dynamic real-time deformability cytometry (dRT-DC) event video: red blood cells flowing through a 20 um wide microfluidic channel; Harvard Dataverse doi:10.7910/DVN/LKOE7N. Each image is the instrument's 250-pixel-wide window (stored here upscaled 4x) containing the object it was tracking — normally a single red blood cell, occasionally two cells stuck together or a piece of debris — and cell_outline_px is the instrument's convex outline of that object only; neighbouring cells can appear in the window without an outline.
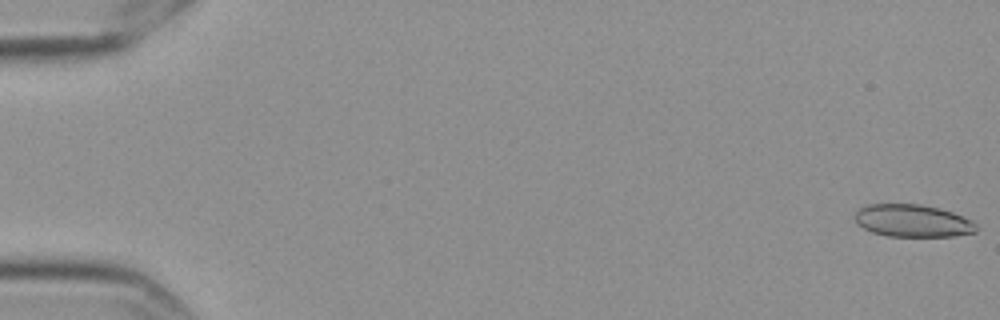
{"species": "Egyptian fruit bat (a non-hibernating species)", "species_latin": "Rousettus aegyptiacus", "temperature_condition": "cold", "stored_images_in_passage": 30, "camera_frame_rate_fps": 3000, "um_per_image_px": 0.085, "frame": {"image": 1, "passage_image": 1, "time_ms": 0.0, "image_size_px": [1000, 320], "cell_outline_px": [[976, 232], [952, 236], [888, 236], [872, 232], [856, 224], [856, 212], [860, 208], [868, 204], [920, 204], [940, 208], [952, 212], [972, 220], [976, 224]], "centroid_in_image_um": [77.58, 18.76], "position_along_channel_um": 7.4, "area_um2": 22.89}}
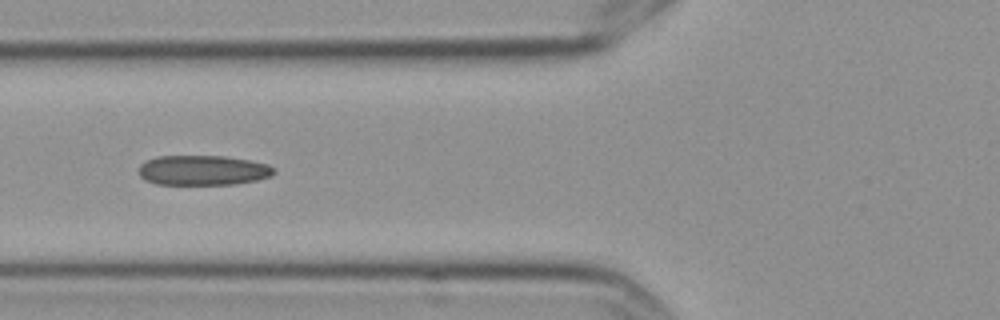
{"frame": {"image": 2, "passage_image": 23, "time_ms": 7.333, "image_size_px": [1000, 320], "cell_outline_px": [[276, 172], [272, 176], [256, 180], [236, 184], [156, 184], [144, 180], [140, 176], [140, 164], [144, 160], [156, 156], [224, 156], [248, 160], [268, 164], [276, 168]], "centroid_in_image_um": [17.25, 14.47], "position_along_channel_um": 108.5, "area_um2": 23.76}}
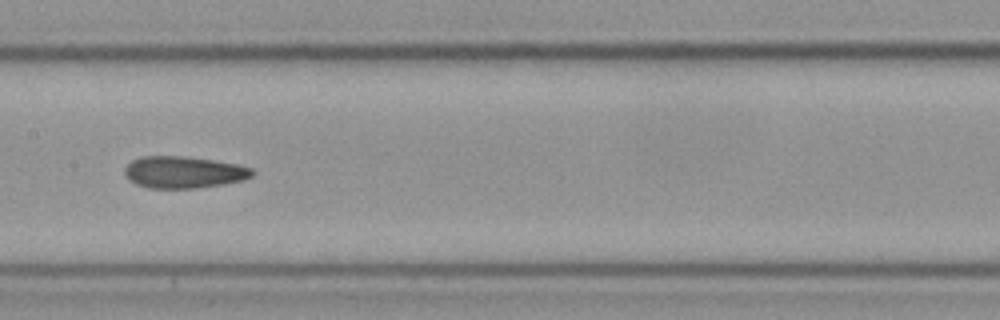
{"frame": {"image": 3, "passage_image": 30, "time_ms": 9.667, "image_size_px": [1000, 320], "cell_outline_px": [[256, 172], [252, 176], [244, 180], [220, 184], [192, 188], [148, 188], [136, 184], [128, 180], [124, 172], [124, 168], [132, 160], [140, 156], [184, 156], [212, 160], [236, 164], [252, 168]], "centroid_in_image_um": [15.58, 14.63], "position_along_channel_um": 191.8, "area_um2": 23.64}}